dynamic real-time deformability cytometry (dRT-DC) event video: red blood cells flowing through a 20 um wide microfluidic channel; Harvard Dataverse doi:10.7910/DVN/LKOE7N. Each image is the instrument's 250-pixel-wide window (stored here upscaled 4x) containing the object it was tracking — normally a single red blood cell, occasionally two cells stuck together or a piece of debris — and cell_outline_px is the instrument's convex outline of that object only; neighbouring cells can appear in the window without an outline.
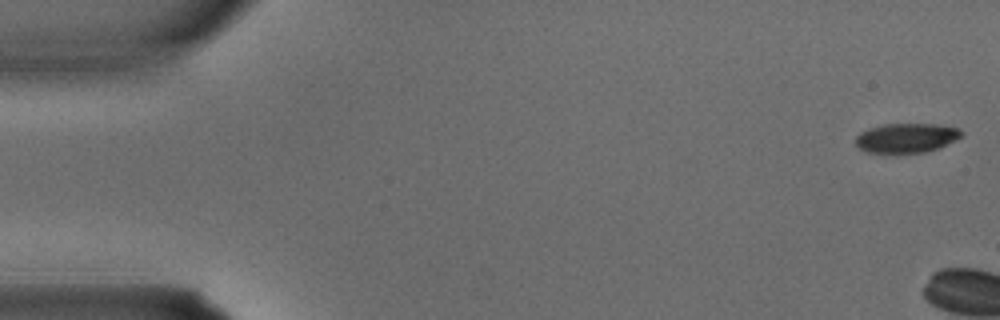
{"species": "common noctule bat (a hibernating species)", "species_latin": "Nyctalus noctula", "temperature_condition": "warm", "stored_images_in_passage": 4, "camera_frame_rate_fps": 3000, "um_per_image_px": 0.085, "animal": {"sex": "male", "body_mass_g": 15.6}, "frame": {"image": 1, "passage_image": 1, "time_ms": 0.0, "image_size_px": [1000, 320], "cell_outline_px": [[964, 132], [960, 136], [936, 148], [924, 152], [868, 152], [860, 148], [856, 144], [856, 136], [860, 132], [884, 124], [936, 124], [956, 128]], "centroid_in_image_um": [77.0, 11.71], "position_along_channel_um": 8.0, "area_um2": 17.51}}